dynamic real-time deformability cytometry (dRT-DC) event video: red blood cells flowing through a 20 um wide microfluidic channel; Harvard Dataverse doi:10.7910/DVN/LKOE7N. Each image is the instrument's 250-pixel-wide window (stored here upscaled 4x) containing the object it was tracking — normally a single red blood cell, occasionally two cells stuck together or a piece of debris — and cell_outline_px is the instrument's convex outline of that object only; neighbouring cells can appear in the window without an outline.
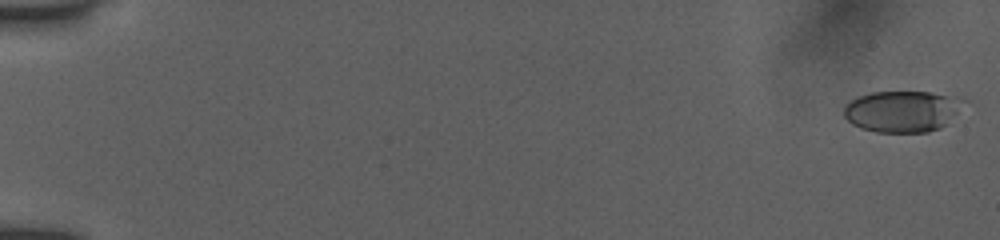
{"species": "human", "species_latin": "Homo sapiens", "temperature_condition": "room temperature", "stored_images_in_passage": 54, "camera_frame_rate_fps": 3000, "um_per_image_px": 0.085, "donor": {"sex": "female"}, "frame": {"image": 1, "passage_image": 1, "time_ms": 0.0, "image_size_px": [1000, 240], "cell_outline_px": [[968, 100], [940, 128], [928, 132], [876, 132], [860, 128], [852, 124], [844, 116], [844, 104], [860, 96], [872, 92], [932, 92], [964, 96]], "centroid_in_image_um": [76.72, 9.44], "position_along_channel_um": 8.3, "area_um2": 29.02}}
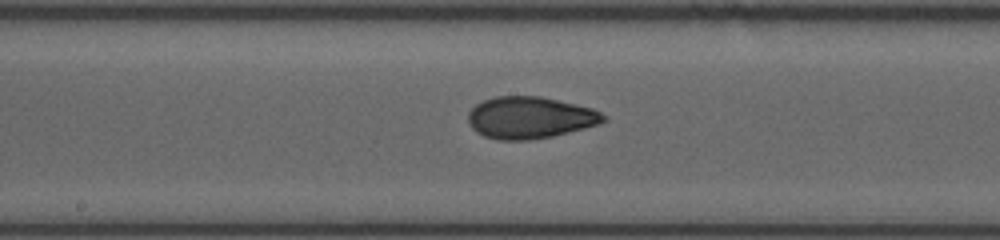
{"frame": {"image": 2, "passage_image": 30, "time_ms": 9.667, "image_size_px": [1000, 240], "cell_outline_px": [[608, 120], [600, 124], [552, 136], [528, 140], [500, 140], [484, 136], [476, 132], [472, 128], [468, 120], [468, 112], [476, 104], [484, 100], [496, 96], [540, 96], [592, 108], [608, 116]], "centroid_in_image_um": [45.06, 10.0], "position_along_channel_um": 203.1, "area_um2": 33.0}}
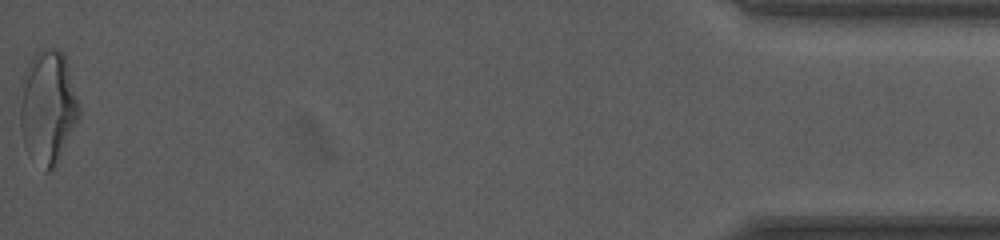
{"frame": {"image": 3, "passage_image": 54, "time_ms": 17.667, "image_size_px": [1000, 240], "cell_outline_px": [[80, 116], [52, 172], [44, 172], [24, 144], [20, 128], [20, 80], [32, 56], [40, 48], [56, 48], [64, 52], [80, 108]], "centroid_in_image_um": [4.05, 9.06], "position_along_channel_um": 431.2, "area_um2": 39.25}, "authors_computed_cell_mechanics": {"area_um2": 31.79, "velocity_mm_per_s": 3.9259, "shape_relaxation_time_tau1_ms": 5.311, "shape_relaxation_time_tau2_ms": 1.8446, "deformation_change_tau1": 0.1636, "deformation_change_tau2": 0.0739}}